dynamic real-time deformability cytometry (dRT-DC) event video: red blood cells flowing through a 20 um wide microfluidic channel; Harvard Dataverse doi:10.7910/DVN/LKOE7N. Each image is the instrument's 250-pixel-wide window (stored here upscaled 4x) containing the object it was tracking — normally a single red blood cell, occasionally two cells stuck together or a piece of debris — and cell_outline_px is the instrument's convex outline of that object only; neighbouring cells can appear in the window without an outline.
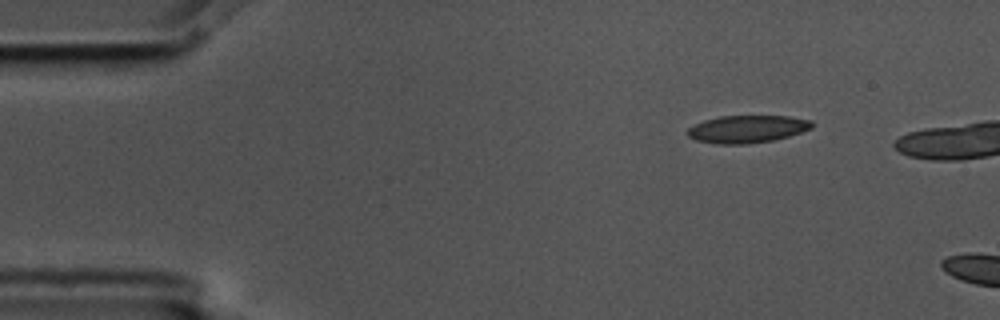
{"species": "common noctule bat (a hibernating species)", "species_latin": "Nyctalus noctula", "temperature_condition": "cold", "stored_images_in_passage": 4, "camera_frame_rate_fps": 3000, "um_per_image_px": 0.085, "animal": {"sex": "male", "body_mass_g": 17.5, "forearm_length_mm": 52.3}, "frame": {"image": 1, "passage_image": 4, "time_ms": 1.0, "image_size_px": [1000, 320], "cell_outline_px": [[812, 128], [788, 136], [772, 140], [748, 144], [716, 144], [696, 140], [688, 136], [688, 128], [704, 120], [720, 116], [788, 116], [812, 120]], "centroid_in_image_um": [63.5, 10.97], "position_along_channel_um": 21.5, "area_um2": 19.83}}